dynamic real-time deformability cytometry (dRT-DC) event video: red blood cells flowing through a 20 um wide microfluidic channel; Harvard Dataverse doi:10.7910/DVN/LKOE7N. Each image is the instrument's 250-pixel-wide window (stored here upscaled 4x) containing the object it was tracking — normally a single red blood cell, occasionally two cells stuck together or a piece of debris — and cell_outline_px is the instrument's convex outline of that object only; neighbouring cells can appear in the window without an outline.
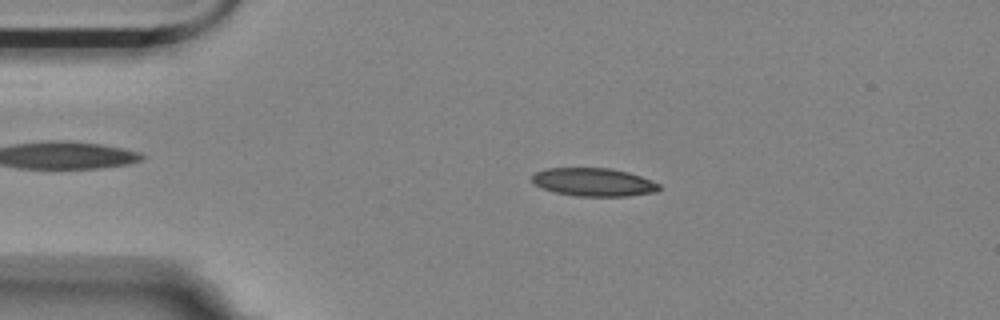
{"species": "Egyptian fruit bat (a non-hibernating species)", "species_latin": "Rousettus aegyptiacus", "temperature_condition": "room temperature", "stored_images_in_passage": 49, "camera_frame_rate_fps": 3000, "um_per_image_px": 0.085, "animal": {"sex": "female"}, "frame": {"image": 1, "passage_image": 4, "time_ms": 1.0, "image_size_px": [1000, 320], "cell_outline_px": [[660, 188], [656, 192], [628, 196], [576, 196], [556, 192], [544, 188], [536, 184], [532, 180], [532, 176], [536, 172], [548, 168], [612, 168], [628, 172], [640, 176], [660, 184]], "centroid_in_image_um": [50.49, 15.48], "position_along_channel_um": 34.5, "area_um2": 20.69}}
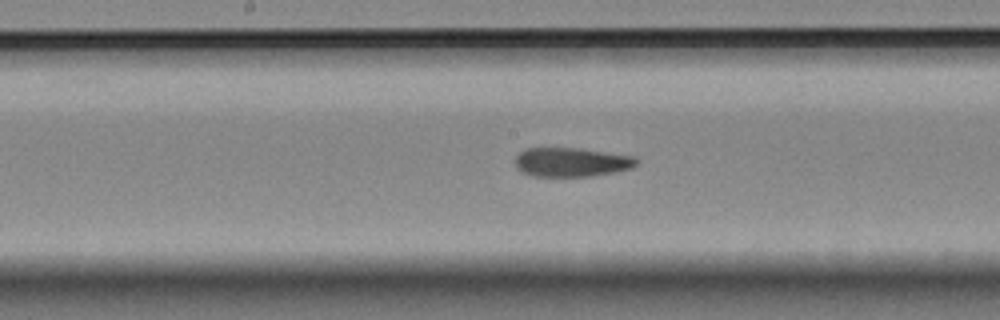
{"frame": {"image": 2, "passage_image": 21, "time_ms": 6.667, "image_size_px": [1000, 320], "cell_outline_px": [[636, 164], [632, 168], [592, 176], [532, 176], [516, 168], [516, 156], [524, 148], [576, 148], [636, 156]], "centroid_in_image_um": [48.56, 13.78], "position_along_channel_um": 199.6, "area_um2": 20.4}}
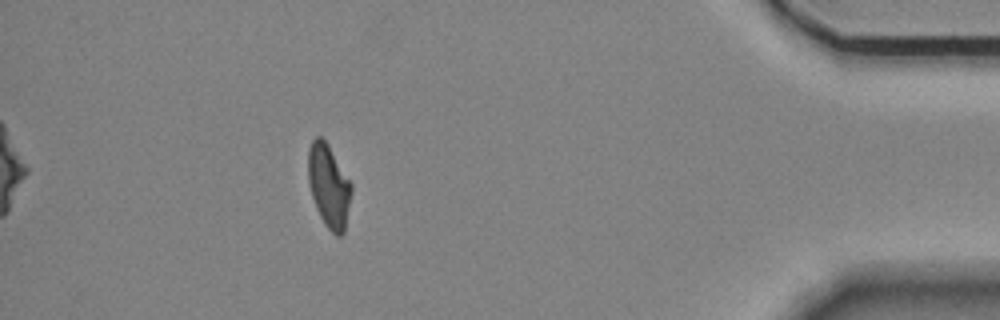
{"frame": {"image": 3, "passage_image": 43, "time_ms": 14.0, "image_size_px": [1000, 320], "cell_outline_px": [[352, 192], [344, 232], [340, 236], [336, 236], [324, 224], [316, 208], [308, 184], [308, 148], [312, 140], [316, 136], [320, 136], [328, 144], [352, 184]], "centroid_in_image_um": [27.94, 15.8], "position_along_channel_um": 407.3, "area_um2": 20.98}, "authors_computed_cell_mechanics": {"area_um2": 21.3282, "velocity_mm_per_s": 3.5341, "shape_relaxation_time_tau1_ms": null, "shape_relaxation_time_tau2_ms": 3.7516, "deformation_change_tau1": null, "deformation_change_tau2": 0.0983}}